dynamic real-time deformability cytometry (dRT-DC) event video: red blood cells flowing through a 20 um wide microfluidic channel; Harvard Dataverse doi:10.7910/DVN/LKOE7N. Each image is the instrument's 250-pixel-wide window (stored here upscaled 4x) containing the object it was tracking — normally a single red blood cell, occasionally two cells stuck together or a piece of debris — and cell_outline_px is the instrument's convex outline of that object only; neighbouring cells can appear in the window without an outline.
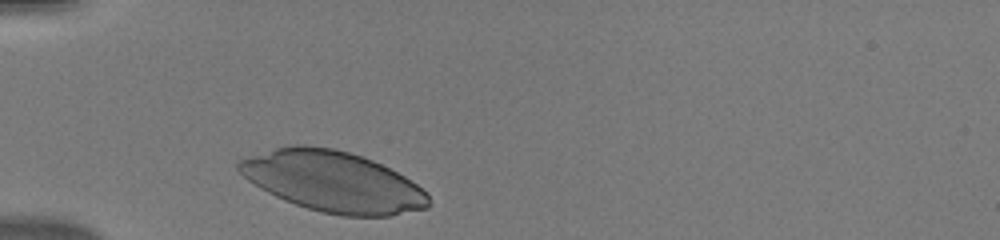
{"species": "human", "species_latin": "Homo sapiens", "temperature_condition": "warm", "stored_images_in_passage": 31, "camera_frame_rate_fps": 3000, "um_per_image_px": 0.085, "donor": {"sex": "male"}, "frame": {"image": 1, "passage_image": 1, "time_ms": 0.0, "image_size_px": [1000, 240], "cell_outline_px": [[428, 204], [424, 208], [384, 216], [352, 216], [324, 212], [288, 200], [256, 184], [248, 176], [244, 160], [280, 148], [328, 148], [360, 156], [380, 164], [396, 172], [416, 184], [428, 196]], "centroid_in_image_um": [28.49, 15.48], "position_along_channel_um": 56.5, "area_um2": 62.42}}
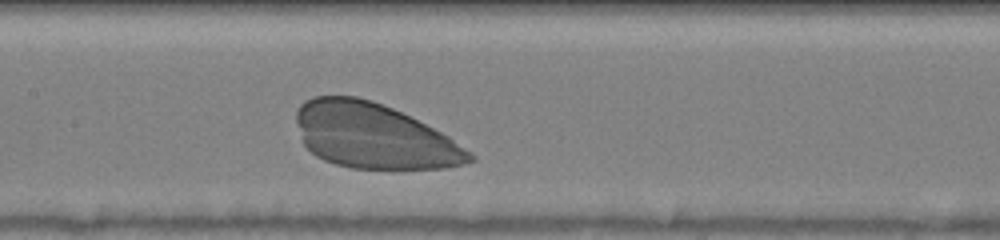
{"frame": {"image": 2, "passage_image": 11, "time_ms": 3.333, "image_size_px": [1000, 240], "cell_outline_px": [[472, 160], [456, 164], [436, 168], [360, 168], [340, 164], [328, 160], [312, 152], [308, 148], [304, 140], [296, 116], [300, 108], [308, 100], [316, 96], [352, 96], [368, 100], [380, 104], [400, 112], [424, 124], [444, 136], [472, 156]], "centroid_in_image_um": [31.7, 11.54], "position_along_channel_um": 175.7, "area_um2": 62.48}}
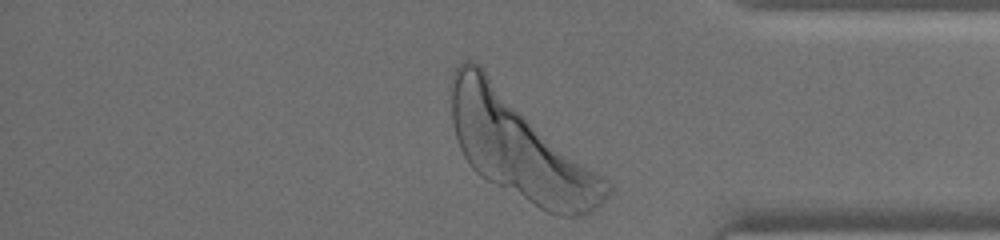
{"frame": {"image": 3, "passage_image": 28, "time_ms": 9.0, "image_size_px": [1000, 240], "cell_outline_px": [[580, 184], [576, 184], [476, 168], [468, 160], [460, 144], [456, 132], [452, 108], [452, 100], [456, 80], [464, 64], [472, 64], [480, 72], [572, 172]], "centroid_in_image_um": [42.51, 11.28], "position_along_channel_um": 392.7, "area_um2": 52.42}}